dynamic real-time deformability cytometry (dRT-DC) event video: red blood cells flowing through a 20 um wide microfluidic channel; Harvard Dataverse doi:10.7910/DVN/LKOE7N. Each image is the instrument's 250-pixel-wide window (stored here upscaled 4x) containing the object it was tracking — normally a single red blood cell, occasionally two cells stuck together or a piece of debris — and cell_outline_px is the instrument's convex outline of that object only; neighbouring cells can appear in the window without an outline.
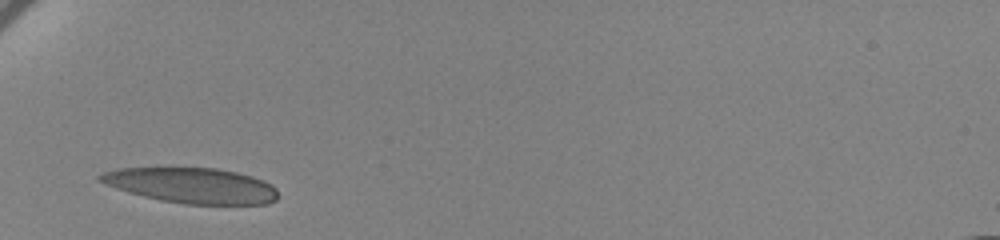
{"species": "human", "species_latin": "Homo sapiens", "temperature_condition": "cold", "stored_images_in_passage": 31, "camera_frame_rate_fps": 3000, "um_per_image_px": 0.085, "donor": {"sex": "female"}, "frame": {"image": 1, "passage_image": 1, "time_ms": 0.0, "image_size_px": [1000, 240], "cell_outline_px": [[276, 200], [268, 204], [184, 204], [160, 200], [128, 192], [104, 184], [96, 180], [96, 176], [104, 172], [116, 168], [216, 168], [236, 172], [252, 176], [264, 180], [272, 184], [276, 188]], "centroid_in_image_um": [16.27, 15.76], "position_along_channel_um": 68.7, "area_um2": 36.76}}
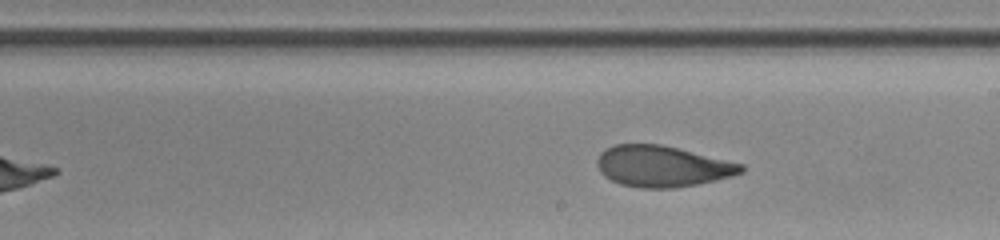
{"frame": {"image": 2, "passage_image": 16, "time_ms": 5.0, "image_size_px": [1000, 240], "cell_outline_px": [[744, 172], [732, 176], [696, 184], [676, 188], [640, 188], [620, 184], [604, 176], [600, 172], [596, 164], [596, 160], [600, 152], [604, 148], [612, 144], [664, 144], [744, 164]], "centroid_in_image_um": [56.27, 14.12], "position_along_channel_um": 232.7, "area_um2": 34.85}}
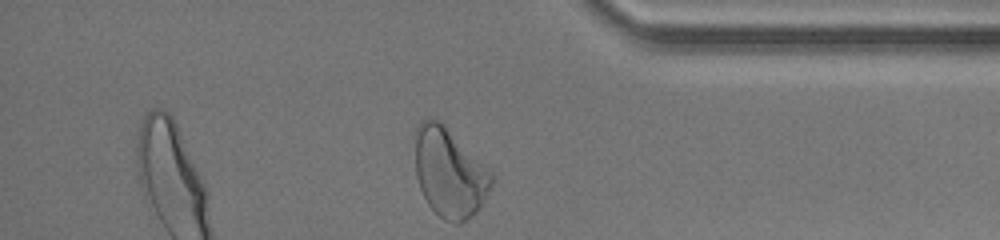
{"frame": {"image": 3, "passage_image": 31, "time_ms": 10.0, "image_size_px": [1000, 240], "cell_outline_px": [[496, 180], [480, 208], [472, 216], [460, 224], [456, 224], [444, 220], [428, 204], [420, 188], [416, 176], [416, 128], [420, 120], [440, 120], [496, 176]], "centroid_in_image_um": [38.25, 14.71], "position_along_channel_um": 397.0, "area_um2": 39.77}, "authors_computed_cell_mechanics": {"area_um2": 35.4892, "velocity_mm_per_s": 3.4408, "shape_relaxation_time_tau1_ms": 5.639, "shape_relaxation_time_tau2_ms": 1.3864, "deformation_change_tau1": 0.1827, "deformation_change_tau2": 0.0758}}